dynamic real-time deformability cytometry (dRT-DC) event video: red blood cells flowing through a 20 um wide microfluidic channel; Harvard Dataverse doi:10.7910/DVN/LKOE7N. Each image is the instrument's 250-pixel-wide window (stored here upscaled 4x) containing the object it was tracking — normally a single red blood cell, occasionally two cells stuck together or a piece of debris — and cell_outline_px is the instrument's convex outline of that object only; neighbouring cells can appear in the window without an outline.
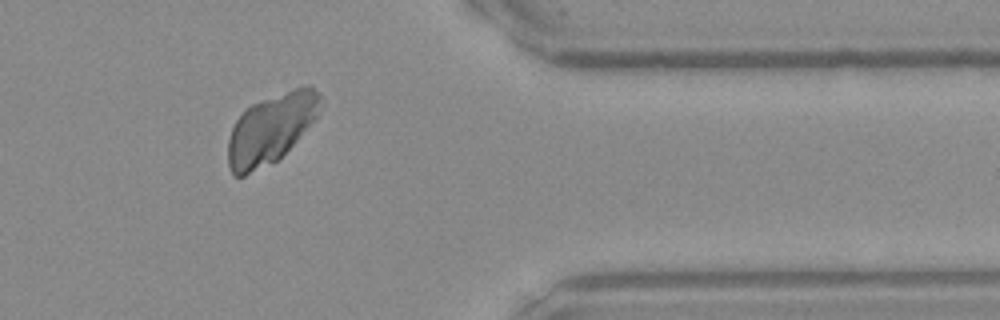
{"species": "Egyptian fruit bat (a non-hibernating species)", "species_latin": "Rousettus aegyptiacus", "temperature_condition": "warm", "stored_images_in_passage": 32, "camera_frame_rate_fps": 3000, "um_per_image_px": 0.085, "frame": {"image": 1, "passage_image": 25, "time_ms": 8.0, "image_size_px": [1000, 320], "cell_outline_px": [[320, 100], [316, 116], [296, 140], [276, 160], [244, 176], [236, 176], [232, 172], [228, 164], [228, 140], [232, 128], [236, 120], [252, 104], [300, 84], [312, 84], [320, 92]], "centroid_in_image_um": [23.02, 10.88], "position_along_channel_um": 388.4, "area_um2": 36.82}}